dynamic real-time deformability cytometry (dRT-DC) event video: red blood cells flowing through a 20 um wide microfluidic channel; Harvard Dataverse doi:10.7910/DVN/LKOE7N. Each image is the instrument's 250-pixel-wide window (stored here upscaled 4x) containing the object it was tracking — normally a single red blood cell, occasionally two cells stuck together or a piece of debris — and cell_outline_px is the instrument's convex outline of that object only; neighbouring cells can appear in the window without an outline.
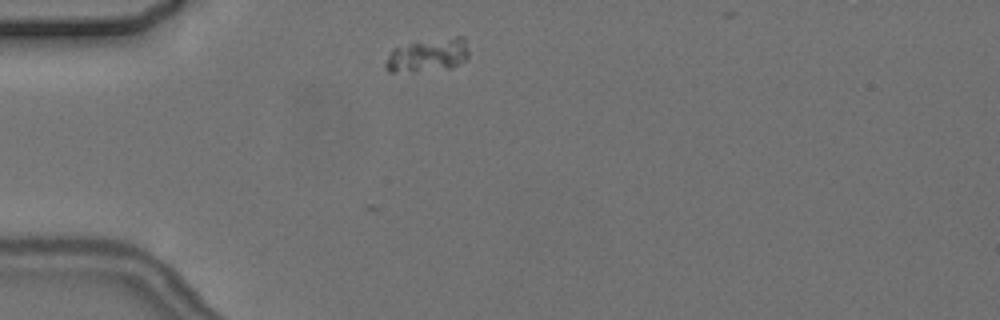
{"species": "common noctule bat (a hibernating species)", "species_latin": "Nyctalus noctula", "temperature_condition": "cold", "stored_images_in_passage": 3, "camera_frame_rate_fps": 3000, "um_per_image_px": 0.085, "animal": {"sex": "female", "body_mass_g": 24.6, "forearm_length_mm": 56.2}, "frame": {"image": 1, "passage_image": 1, "time_ms": 0.0, "image_size_px": [1000, 320], "cell_outline_px": [[468, 56], [464, 60], [452, 68], [392, 72], [388, 72], [384, 68], [384, 64], [392, 48], [408, 44], [456, 36], [464, 36], [468, 52]], "centroid_in_image_um": [36.35, 4.69], "position_along_channel_um": 48.6, "area_um2": 15.9}}
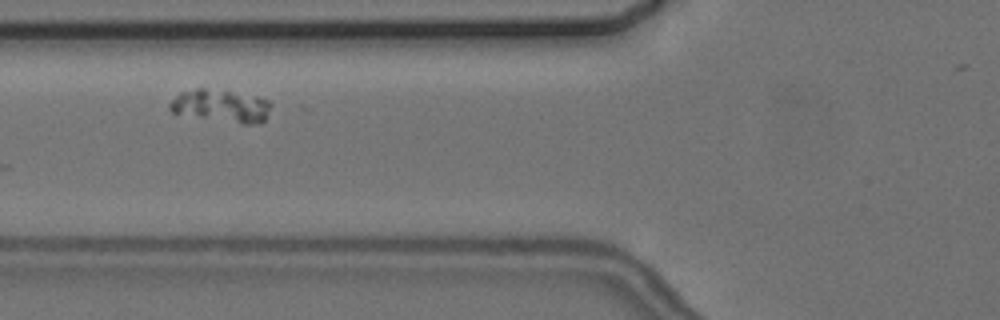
{"frame": {"image": 2, "passage_image": 3, "time_ms": 2.333, "image_size_px": [1000, 320], "cell_outline_px": [[272, 104], [264, 120], [260, 124], [240, 124], [172, 112], [168, 108], [168, 104], [180, 92], [196, 88], [204, 88], [256, 96], [268, 100]], "centroid_in_image_um": [18.8, 9.01], "position_along_channel_um": 107.0, "area_um2": 19.07}}